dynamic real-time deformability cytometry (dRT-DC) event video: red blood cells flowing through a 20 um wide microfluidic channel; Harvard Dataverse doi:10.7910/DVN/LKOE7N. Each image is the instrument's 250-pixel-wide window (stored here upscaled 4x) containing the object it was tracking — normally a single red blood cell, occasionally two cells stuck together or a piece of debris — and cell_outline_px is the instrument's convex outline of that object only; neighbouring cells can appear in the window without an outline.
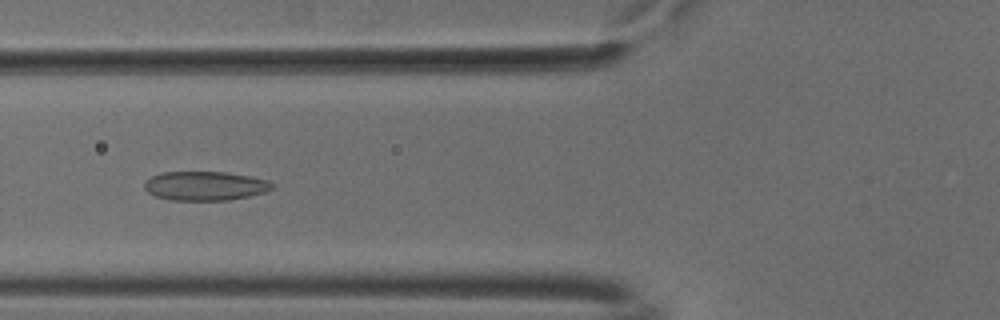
{"species": "common noctule bat (a hibernating species)", "species_latin": "Nyctalus noctula", "temperature_condition": "cold", "stored_images_in_passage": 18, "camera_frame_rate_fps": 3000, "um_per_image_px": 0.085, "animal": {"sex": "male", "body_mass_g": 18.8}, "frame": {"image": 1, "passage_image": 9, "time_ms": 2.667, "image_size_px": [1000, 320], "cell_outline_px": [[276, 188], [264, 192], [248, 196], [228, 200], [172, 200], [156, 196], [148, 192], [144, 188], [144, 184], [152, 176], [164, 172], [224, 172], [248, 176], [268, 180], [276, 184]], "centroid_in_image_um": [17.48, 15.8], "position_along_channel_um": 108.3, "area_um2": 21.56}}
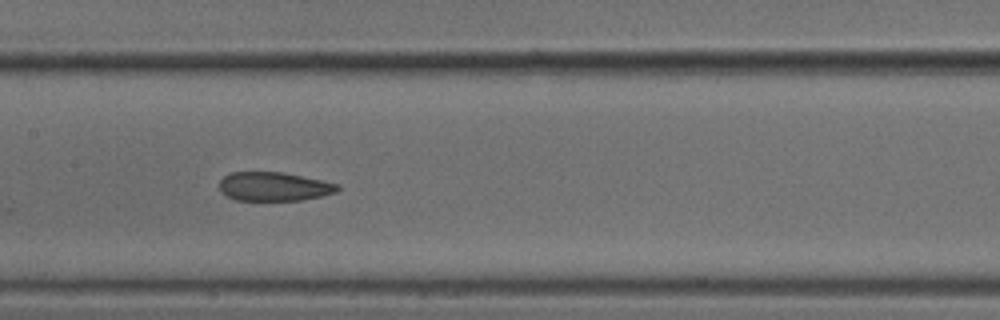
{"frame": {"image": 2, "passage_image": 15, "time_ms": 4.667, "image_size_px": [1000, 320], "cell_outline_px": [[340, 188], [336, 192], [324, 196], [300, 200], [236, 200], [220, 192], [220, 180], [224, 176], [232, 172], [280, 172], [340, 184]], "centroid_in_image_um": [23.29, 15.86], "position_along_channel_um": 184.1, "area_um2": 19.77}}
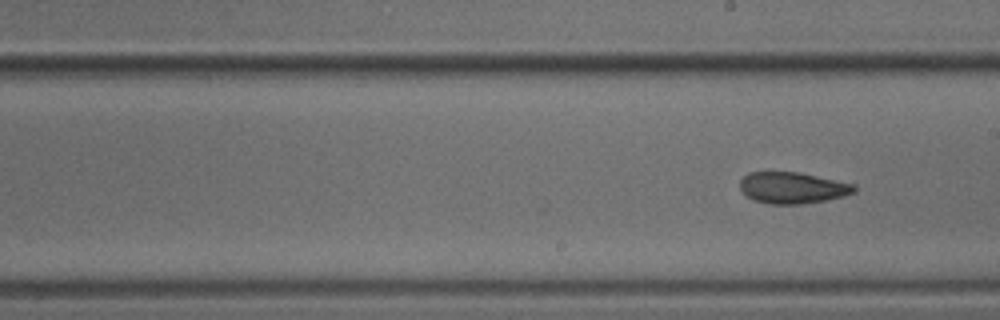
{"frame": {"image": 3, "passage_image": 18, "time_ms": 5.667, "image_size_px": [1000, 320], "cell_outline_px": [[856, 192], [844, 196], [824, 200], [800, 204], [768, 204], [752, 200], [740, 188], [740, 180], [748, 172], [800, 172], [856, 184]], "centroid_in_image_um": [67.38, 15.96], "position_along_channel_um": 221.6, "area_um2": 20.98}}